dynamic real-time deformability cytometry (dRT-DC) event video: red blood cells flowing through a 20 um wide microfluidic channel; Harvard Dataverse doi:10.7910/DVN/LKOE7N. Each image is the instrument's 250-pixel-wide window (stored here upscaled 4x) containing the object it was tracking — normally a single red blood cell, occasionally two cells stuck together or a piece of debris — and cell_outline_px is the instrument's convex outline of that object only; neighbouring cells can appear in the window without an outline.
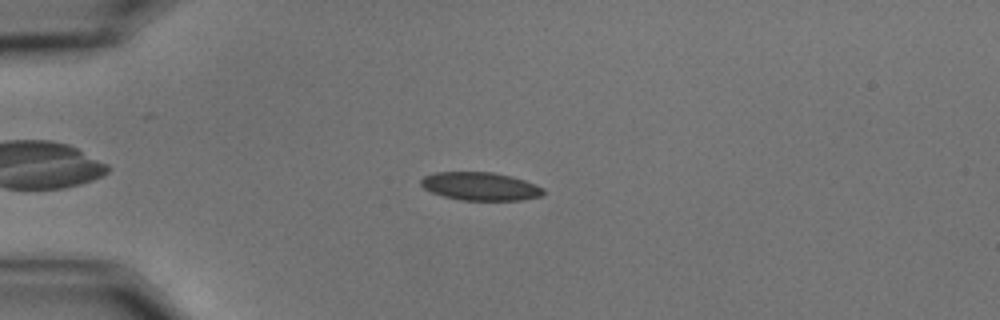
{"species": "common noctule bat (a hibernating species)", "species_latin": "Nyctalus noctula", "temperature_condition": "cold", "stored_images_in_passage": 58, "camera_frame_rate_fps": 3000, "um_per_image_px": 0.085, "animal": {"sex": "male", "body_mass_g": 15.6}, "frame": {"image": 1, "passage_image": 16, "time_ms": 5.0, "image_size_px": [1000, 320], "cell_outline_px": [[544, 196], [520, 200], [460, 200], [444, 196], [432, 192], [424, 188], [420, 184], [420, 180], [424, 176], [436, 172], [492, 172], [512, 176], [524, 180], [544, 188]], "centroid_in_image_um": [40.84, 15.84], "position_along_channel_um": 44.2, "area_um2": 20.11}}
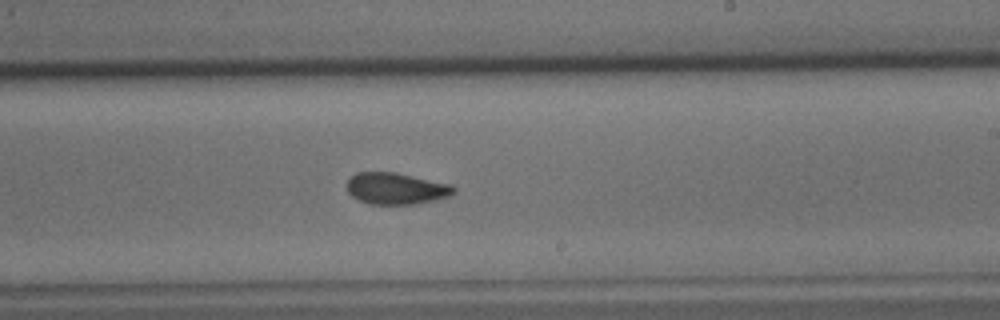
{"frame": {"image": 2, "passage_image": 36, "time_ms": 11.667, "image_size_px": [1000, 320], "cell_outline_px": [[456, 192], [448, 196], [436, 200], [416, 204], [368, 204], [352, 196], [348, 192], [348, 180], [356, 172], [396, 172], [452, 184], [456, 188]], "centroid_in_image_um": [33.71, 16.02], "position_along_channel_um": 255.3, "area_um2": 19.77}}
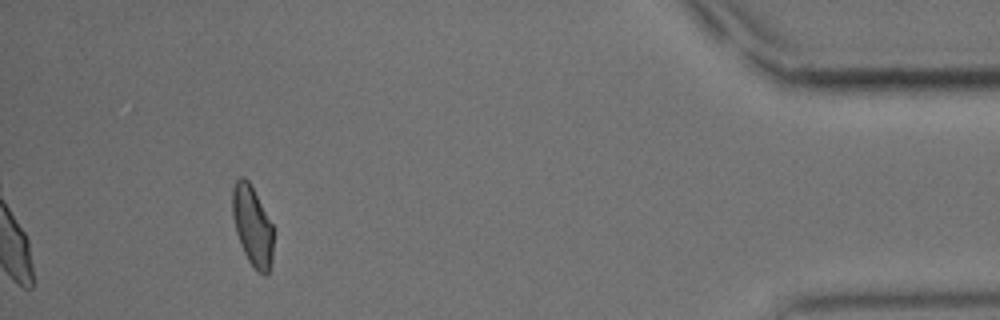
{"frame": {"image": 3, "passage_image": 54, "time_ms": 17.667, "image_size_px": [1000, 320], "cell_outline_px": [[272, 260], [268, 272], [264, 276], [248, 260], [240, 244], [236, 232], [232, 216], [232, 188], [236, 180], [240, 176], [244, 176], [248, 180], [272, 224]], "centroid_in_image_um": [21.42, 19.17], "position_along_channel_um": 413.8, "area_um2": 18.79}, "authors_computed_cell_mechanics": {"area_um2": 19.8254, "velocity_mm_per_s": 3.5561, "shape_relaxation_time_tau1_ms": 7.1902, "shape_relaxation_time_tau2_ms": 2.6611, "deformation_change_tau1": 0.1474, "deformation_change_tau2": 0.0715}}